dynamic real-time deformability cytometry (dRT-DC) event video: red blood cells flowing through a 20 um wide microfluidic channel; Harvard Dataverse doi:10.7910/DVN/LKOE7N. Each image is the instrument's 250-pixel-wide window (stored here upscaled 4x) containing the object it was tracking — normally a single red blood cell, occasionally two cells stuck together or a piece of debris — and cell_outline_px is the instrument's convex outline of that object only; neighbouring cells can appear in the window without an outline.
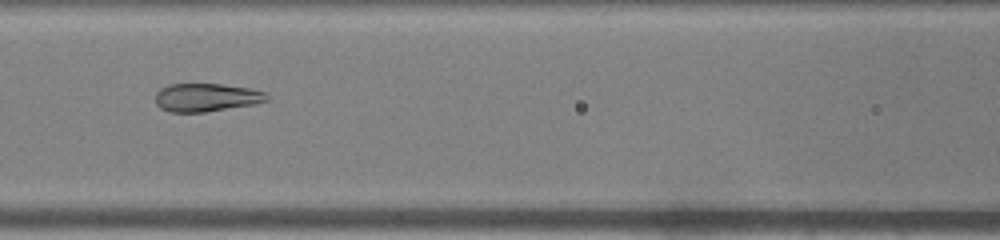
{"species": "common noctule bat (a hibernating species)", "species_latin": "Nyctalus noctula", "temperature_condition": "warm", "stored_images_in_passage": 38, "camera_frame_rate_fps": 3000, "um_per_image_px": 0.085, "animal": {"sex": "male", "body_mass_g": 19.0, "forearm_length_mm": 50.8}, "frame": {"image": 1, "passage_image": 11, "time_ms": 3.333, "image_size_px": [1000, 240], "cell_outline_px": [[268, 100], [256, 104], [204, 112], [172, 112], [160, 108], [156, 104], [156, 92], [160, 88], [168, 84], [220, 84], [248, 88], [264, 92], [268, 96]], "centroid_in_image_um": [17.52, 8.28], "position_along_channel_um": 149.1, "area_um2": 18.26}}
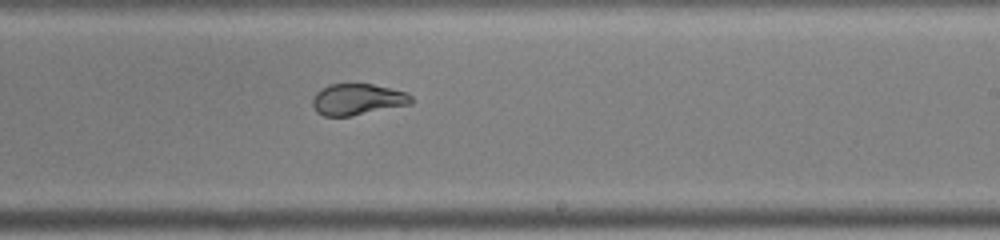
{"frame": {"image": 2, "passage_image": 19, "time_ms": 6.0, "image_size_px": [1000, 240], "cell_outline_px": [[416, 100], [412, 104], [352, 116], [324, 116], [316, 112], [312, 104], [312, 100], [316, 92], [320, 88], [328, 84], [372, 84], [408, 92]], "centroid_in_image_um": [30.42, 8.45], "position_along_channel_um": 258.6, "area_um2": 18.32}}
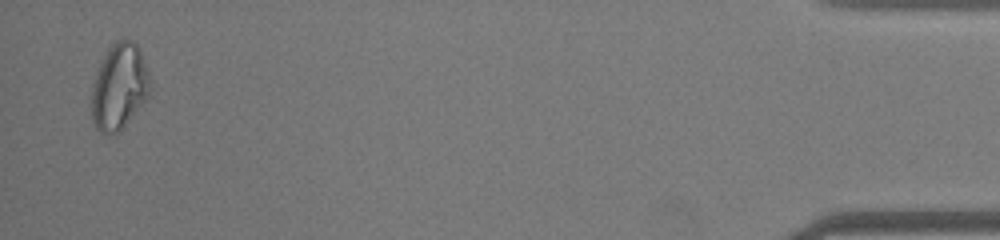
{"frame": {"image": 3, "passage_image": 37, "time_ms": 12.0, "image_size_px": [1000, 240], "cell_outline_px": [[152, 80], [148, 96], [120, 132], [100, 132], [92, 124], [92, 84], [96, 72], [108, 48], [116, 40], [132, 40], [140, 48]], "centroid_in_image_um": [10.15, 7.35], "position_along_channel_um": 425.1, "area_um2": 29.36}}